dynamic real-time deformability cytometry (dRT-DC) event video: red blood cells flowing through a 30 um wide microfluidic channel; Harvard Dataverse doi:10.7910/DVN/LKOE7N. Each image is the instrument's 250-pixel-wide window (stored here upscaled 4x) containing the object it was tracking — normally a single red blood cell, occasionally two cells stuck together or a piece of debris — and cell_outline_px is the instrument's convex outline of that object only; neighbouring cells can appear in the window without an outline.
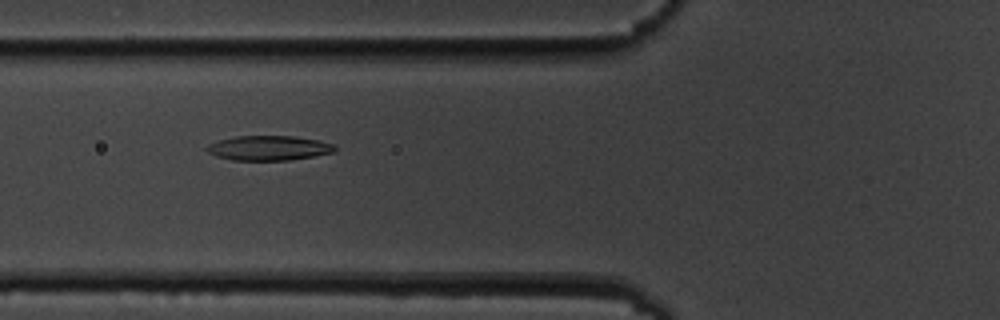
{"species": "common noctule bat (a hibernating species)", "species_latin": "Nyctalus noctula", "temperature_condition": "cold", "stored_images_in_passage": 4, "camera_frame_rate_fps": 3000, "um_per_image_px": 0.085, "animal": {"sex": "male", "body_mass_g": 19.5, "forearm_length_mm": 54.6}, "frame": {"image": 1, "passage_image": 3, "time_ms": 2.333, "image_size_px": [1000, 320], "cell_outline_px": [[336, 152], [292, 160], [232, 160], [216, 156], [208, 152], [204, 148], [208, 144], [220, 140], [236, 136], [296, 136], [320, 140], [336, 144]], "centroid_in_image_um": [22.89, 12.58], "position_along_channel_um": 102.9, "area_um2": 18.67}}
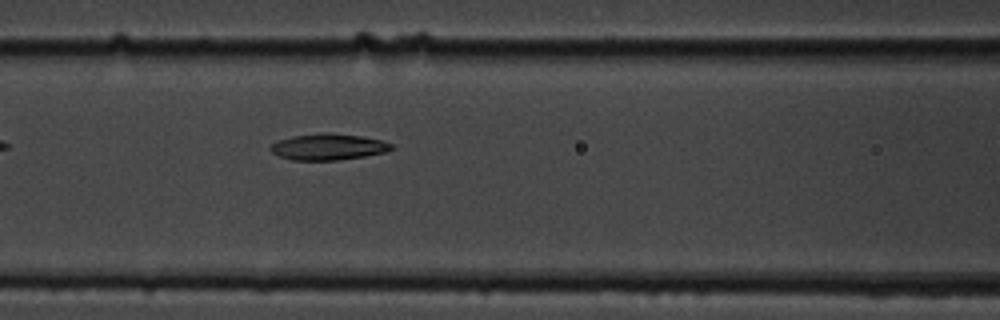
{"frame": {"image": 2, "passage_image": 4, "time_ms": 3.333, "image_size_px": [1000, 320], "cell_outline_px": [[392, 148], [388, 152], [340, 160], [292, 160], [280, 156], [272, 152], [268, 148], [276, 140], [292, 136], [324, 132], [332, 132], [364, 136], [384, 140], [392, 144]], "centroid_in_image_um": [27.92, 12.47], "position_along_channel_um": 138.7, "area_um2": 18.84}}